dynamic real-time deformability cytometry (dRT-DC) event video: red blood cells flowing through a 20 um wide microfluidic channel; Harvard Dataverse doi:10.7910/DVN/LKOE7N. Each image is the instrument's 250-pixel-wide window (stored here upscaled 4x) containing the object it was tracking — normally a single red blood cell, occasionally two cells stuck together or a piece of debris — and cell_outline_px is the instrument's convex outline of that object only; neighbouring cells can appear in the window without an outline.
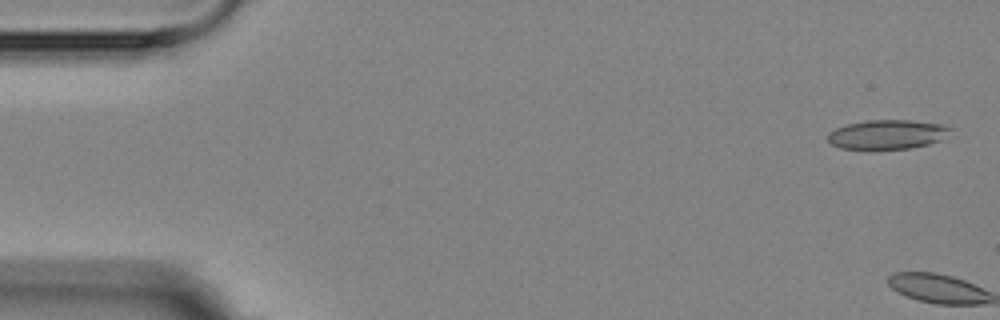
{"species": "Egyptian fruit bat (a non-hibernating species)", "species_latin": "Rousettus aegyptiacus", "temperature_condition": "room temperature", "stored_images_in_passage": 6, "camera_frame_rate_fps": 3000, "um_per_image_px": 0.085, "animal": {"sex": "female"}, "frame": {"image": 1, "passage_image": 1, "time_ms": 0.0, "image_size_px": [1000, 320], "cell_outline_px": [[956, 128], [940, 140], [928, 144], [908, 148], [840, 148], [832, 144], [828, 140], [828, 132], [844, 124], [868, 120], [912, 120], [944, 124]], "centroid_in_image_um": [75.46, 11.4], "position_along_channel_um": 9.5, "area_um2": 20.92}}
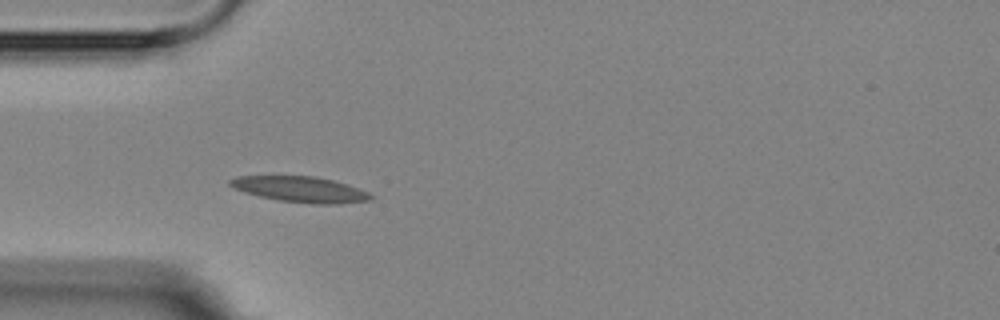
{"frame": {"image": 2, "passage_image": 6, "time_ms": 5.667, "image_size_px": [1000, 320], "cell_outline_px": [[372, 200], [336, 204], [312, 204], [280, 200], [260, 196], [244, 192], [232, 188], [228, 184], [228, 180], [236, 176], [312, 176], [332, 180], [360, 188], [368, 192], [372, 196]], "centroid_in_image_um": [25.51, 16.09], "position_along_channel_um": 59.5, "area_um2": 21.04}}